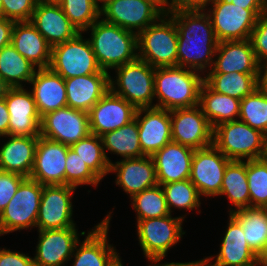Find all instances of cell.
<instances>
[{
	"instance_id": "obj_36",
	"label": "cell",
	"mask_w": 267,
	"mask_h": 266,
	"mask_svg": "<svg viewBox=\"0 0 267 266\" xmlns=\"http://www.w3.org/2000/svg\"><path fill=\"white\" fill-rule=\"evenodd\" d=\"M38 69L9 44L0 50V77L11 87L30 83ZM23 82V84H22Z\"/></svg>"
},
{
	"instance_id": "obj_40",
	"label": "cell",
	"mask_w": 267,
	"mask_h": 266,
	"mask_svg": "<svg viewBox=\"0 0 267 266\" xmlns=\"http://www.w3.org/2000/svg\"><path fill=\"white\" fill-rule=\"evenodd\" d=\"M238 119L267 135V96L259 88L241 100Z\"/></svg>"
},
{
	"instance_id": "obj_5",
	"label": "cell",
	"mask_w": 267,
	"mask_h": 266,
	"mask_svg": "<svg viewBox=\"0 0 267 266\" xmlns=\"http://www.w3.org/2000/svg\"><path fill=\"white\" fill-rule=\"evenodd\" d=\"M138 58L154 68L177 66L178 32L174 20L164 13L137 35Z\"/></svg>"
},
{
	"instance_id": "obj_11",
	"label": "cell",
	"mask_w": 267,
	"mask_h": 266,
	"mask_svg": "<svg viewBox=\"0 0 267 266\" xmlns=\"http://www.w3.org/2000/svg\"><path fill=\"white\" fill-rule=\"evenodd\" d=\"M78 33L73 39L52 46L49 68L64 79L99 73L89 39Z\"/></svg>"
},
{
	"instance_id": "obj_57",
	"label": "cell",
	"mask_w": 267,
	"mask_h": 266,
	"mask_svg": "<svg viewBox=\"0 0 267 266\" xmlns=\"http://www.w3.org/2000/svg\"><path fill=\"white\" fill-rule=\"evenodd\" d=\"M94 1L97 4V6L101 9L104 5H106L108 2L112 0H94ZM99 2L101 3V6Z\"/></svg>"
},
{
	"instance_id": "obj_27",
	"label": "cell",
	"mask_w": 267,
	"mask_h": 266,
	"mask_svg": "<svg viewBox=\"0 0 267 266\" xmlns=\"http://www.w3.org/2000/svg\"><path fill=\"white\" fill-rule=\"evenodd\" d=\"M30 22L51 46L71 40L79 33L60 4L38 1Z\"/></svg>"
},
{
	"instance_id": "obj_37",
	"label": "cell",
	"mask_w": 267,
	"mask_h": 266,
	"mask_svg": "<svg viewBox=\"0 0 267 266\" xmlns=\"http://www.w3.org/2000/svg\"><path fill=\"white\" fill-rule=\"evenodd\" d=\"M70 148L100 180L110 173V163L105 155L101 137L90 133L87 137L72 144Z\"/></svg>"
},
{
	"instance_id": "obj_18",
	"label": "cell",
	"mask_w": 267,
	"mask_h": 266,
	"mask_svg": "<svg viewBox=\"0 0 267 266\" xmlns=\"http://www.w3.org/2000/svg\"><path fill=\"white\" fill-rule=\"evenodd\" d=\"M137 108L109 90L88 112L90 132L99 137L135 119Z\"/></svg>"
},
{
	"instance_id": "obj_39",
	"label": "cell",
	"mask_w": 267,
	"mask_h": 266,
	"mask_svg": "<svg viewBox=\"0 0 267 266\" xmlns=\"http://www.w3.org/2000/svg\"><path fill=\"white\" fill-rule=\"evenodd\" d=\"M170 213L174 209L198 210L201 207V196L195 185L189 180H182L161 185Z\"/></svg>"
},
{
	"instance_id": "obj_50",
	"label": "cell",
	"mask_w": 267,
	"mask_h": 266,
	"mask_svg": "<svg viewBox=\"0 0 267 266\" xmlns=\"http://www.w3.org/2000/svg\"><path fill=\"white\" fill-rule=\"evenodd\" d=\"M9 112L5 103V98L0 100V138L8 136Z\"/></svg>"
},
{
	"instance_id": "obj_58",
	"label": "cell",
	"mask_w": 267,
	"mask_h": 266,
	"mask_svg": "<svg viewBox=\"0 0 267 266\" xmlns=\"http://www.w3.org/2000/svg\"><path fill=\"white\" fill-rule=\"evenodd\" d=\"M262 158L267 162V135L265 136L264 153Z\"/></svg>"
},
{
	"instance_id": "obj_6",
	"label": "cell",
	"mask_w": 267,
	"mask_h": 266,
	"mask_svg": "<svg viewBox=\"0 0 267 266\" xmlns=\"http://www.w3.org/2000/svg\"><path fill=\"white\" fill-rule=\"evenodd\" d=\"M116 80L110 75V90L138 108L155 107V68L140 58L115 69ZM153 103V104H152Z\"/></svg>"
},
{
	"instance_id": "obj_8",
	"label": "cell",
	"mask_w": 267,
	"mask_h": 266,
	"mask_svg": "<svg viewBox=\"0 0 267 266\" xmlns=\"http://www.w3.org/2000/svg\"><path fill=\"white\" fill-rule=\"evenodd\" d=\"M169 2L170 0H112L100 9V16H103L104 21L138 35L166 13Z\"/></svg>"
},
{
	"instance_id": "obj_56",
	"label": "cell",
	"mask_w": 267,
	"mask_h": 266,
	"mask_svg": "<svg viewBox=\"0 0 267 266\" xmlns=\"http://www.w3.org/2000/svg\"><path fill=\"white\" fill-rule=\"evenodd\" d=\"M192 266H211L204 258L197 260Z\"/></svg>"
},
{
	"instance_id": "obj_54",
	"label": "cell",
	"mask_w": 267,
	"mask_h": 266,
	"mask_svg": "<svg viewBox=\"0 0 267 266\" xmlns=\"http://www.w3.org/2000/svg\"><path fill=\"white\" fill-rule=\"evenodd\" d=\"M257 266H267V242L262 252L257 256Z\"/></svg>"
},
{
	"instance_id": "obj_34",
	"label": "cell",
	"mask_w": 267,
	"mask_h": 266,
	"mask_svg": "<svg viewBox=\"0 0 267 266\" xmlns=\"http://www.w3.org/2000/svg\"><path fill=\"white\" fill-rule=\"evenodd\" d=\"M230 215L241 225L250 249L258 256L267 242V208L249 207Z\"/></svg>"
},
{
	"instance_id": "obj_32",
	"label": "cell",
	"mask_w": 267,
	"mask_h": 266,
	"mask_svg": "<svg viewBox=\"0 0 267 266\" xmlns=\"http://www.w3.org/2000/svg\"><path fill=\"white\" fill-rule=\"evenodd\" d=\"M225 195L234 208H229V214L250 207V194L247 182V160H231L226 166L223 176L221 192L218 196Z\"/></svg>"
},
{
	"instance_id": "obj_29",
	"label": "cell",
	"mask_w": 267,
	"mask_h": 266,
	"mask_svg": "<svg viewBox=\"0 0 267 266\" xmlns=\"http://www.w3.org/2000/svg\"><path fill=\"white\" fill-rule=\"evenodd\" d=\"M11 44L38 69L49 68L52 46L30 21L14 23Z\"/></svg>"
},
{
	"instance_id": "obj_31",
	"label": "cell",
	"mask_w": 267,
	"mask_h": 266,
	"mask_svg": "<svg viewBox=\"0 0 267 266\" xmlns=\"http://www.w3.org/2000/svg\"><path fill=\"white\" fill-rule=\"evenodd\" d=\"M240 102L231 96L220 94L212 90L205 82L199 92V104L202 113L208 119L212 128L221 123L238 120Z\"/></svg>"
},
{
	"instance_id": "obj_33",
	"label": "cell",
	"mask_w": 267,
	"mask_h": 266,
	"mask_svg": "<svg viewBox=\"0 0 267 266\" xmlns=\"http://www.w3.org/2000/svg\"><path fill=\"white\" fill-rule=\"evenodd\" d=\"M101 138L105 155L110 164L112 161L107 156L106 151H110L111 154L120 155L122 159L144 156L140 147L138 123L136 119L119 129L105 133Z\"/></svg>"
},
{
	"instance_id": "obj_28",
	"label": "cell",
	"mask_w": 267,
	"mask_h": 266,
	"mask_svg": "<svg viewBox=\"0 0 267 266\" xmlns=\"http://www.w3.org/2000/svg\"><path fill=\"white\" fill-rule=\"evenodd\" d=\"M29 84L40 117L67 106L65 80L50 68L37 69Z\"/></svg>"
},
{
	"instance_id": "obj_25",
	"label": "cell",
	"mask_w": 267,
	"mask_h": 266,
	"mask_svg": "<svg viewBox=\"0 0 267 266\" xmlns=\"http://www.w3.org/2000/svg\"><path fill=\"white\" fill-rule=\"evenodd\" d=\"M110 72L67 78L65 80L67 106L89 112V110L110 90Z\"/></svg>"
},
{
	"instance_id": "obj_3",
	"label": "cell",
	"mask_w": 267,
	"mask_h": 266,
	"mask_svg": "<svg viewBox=\"0 0 267 266\" xmlns=\"http://www.w3.org/2000/svg\"><path fill=\"white\" fill-rule=\"evenodd\" d=\"M89 30L91 36L88 39L102 70L109 72L138 57L136 33L100 18L85 32Z\"/></svg>"
},
{
	"instance_id": "obj_49",
	"label": "cell",
	"mask_w": 267,
	"mask_h": 266,
	"mask_svg": "<svg viewBox=\"0 0 267 266\" xmlns=\"http://www.w3.org/2000/svg\"><path fill=\"white\" fill-rule=\"evenodd\" d=\"M14 21L7 18H0V50L11 44V35Z\"/></svg>"
},
{
	"instance_id": "obj_16",
	"label": "cell",
	"mask_w": 267,
	"mask_h": 266,
	"mask_svg": "<svg viewBox=\"0 0 267 266\" xmlns=\"http://www.w3.org/2000/svg\"><path fill=\"white\" fill-rule=\"evenodd\" d=\"M172 142L194 150L213 145V128L199 106L170 111Z\"/></svg>"
},
{
	"instance_id": "obj_4",
	"label": "cell",
	"mask_w": 267,
	"mask_h": 266,
	"mask_svg": "<svg viewBox=\"0 0 267 266\" xmlns=\"http://www.w3.org/2000/svg\"><path fill=\"white\" fill-rule=\"evenodd\" d=\"M208 13L218 42L248 40L258 17L267 6H239L229 0H214Z\"/></svg>"
},
{
	"instance_id": "obj_12",
	"label": "cell",
	"mask_w": 267,
	"mask_h": 266,
	"mask_svg": "<svg viewBox=\"0 0 267 266\" xmlns=\"http://www.w3.org/2000/svg\"><path fill=\"white\" fill-rule=\"evenodd\" d=\"M112 212L106 215L100 223L88 230L84 240L76 244L72 266H123L120 253L109 244L108 230Z\"/></svg>"
},
{
	"instance_id": "obj_17",
	"label": "cell",
	"mask_w": 267,
	"mask_h": 266,
	"mask_svg": "<svg viewBox=\"0 0 267 266\" xmlns=\"http://www.w3.org/2000/svg\"><path fill=\"white\" fill-rule=\"evenodd\" d=\"M38 243L33 261L35 266H65L72 259L79 236L77 228L38 230Z\"/></svg>"
},
{
	"instance_id": "obj_52",
	"label": "cell",
	"mask_w": 267,
	"mask_h": 266,
	"mask_svg": "<svg viewBox=\"0 0 267 266\" xmlns=\"http://www.w3.org/2000/svg\"><path fill=\"white\" fill-rule=\"evenodd\" d=\"M163 259H148V261H150V265L148 266H192L196 261H189V262H171V263H168V262H164L162 263ZM161 262V264H160Z\"/></svg>"
},
{
	"instance_id": "obj_38",
	"label": "cell",
	"mask_w": 267,
	"mask_h": 266,
	"mask_svg": "<svg viewBox=\"0 0 267 266\" xmlns=\"http://www.w3.org/2000/svg\"><path fill=\"white\" fill-rule=\"evenodd\" d=\"M136 212V220H144L170 215L165 194L161 185H156L133 195L130 198Z\"/></svg>"
},
{
	"instance_id": "obj_20",
	"label": "cell",
	"mask_w": 267,
	"mask_h": 266,
	"mask_svg": "<svg viewBox=\"0 0 267 266\" xmlns=\"http://www.w3.org/2000/svg\"><path fill=\"white\" fill-rule=\"evenodd\" d=\"M10 88L5 96L9 112L8 135L40 136L41 117L30 90Z\"/></svg>"
},
{
	"instance_id": "obj_21",
	"label": "cell",
	"mask_w": 267,
	"mask_h": 266,
	"mask_svg": "<svg viewBox=\"0 0 267 266\" xmlns=\"http://www.w3.org/2000/svg\"><path fill=\"white\" fill-rule=\"evenodd\" d=\"M135 119L144 156L152 157L172 141L170 111L157 107L138 108Z\"/></svg>"
},
{
	"instance_id": "obj_48",
	"label": "cell",
	"mask_w": 267,
	"mask_h": 266,
	"mask_svg": "<svg viewBox=\"0 0 267 266\" xmlns=\"http://www.w3.org/2000/svg\"><path fill=\"white\" fill-rule=\"evenodd\" d=\"M214 0H170L167 8L205 9Z\"/></svg>"
},
{
	"instance_id": "obj_19",
	"label": "cell",
	"mask_w": 267,
	"mask_h": 266,
	"mask_svg": "<svg viewBox=\"0 0 267 266\" xmlns=\"http://www.w3.org/2000/svg\"><path fill=\"white\" fill-rule=\"evenodd\" d=\"M69 146L39 136L30 174L43 186L65 185V164Z\"/></svg>"
},
{
	"instance_id": "obj_51",
	"label": "cell",
	"mask_w": 267,
	"mask_h": 266,
	"mask_svg": "<svg viewBox=\"0 0 267 266\" xmlns=\"http://www.w3.org/2000/svg\"><path fill=\"white\" fill-rule=\"evenodd\" d=\"M258 88L267 96V63L260 66Z\"/></svg>"
},
{
	"instance_id": "obj_26",
	"label": "cell",
	"mask_w": 267,
	"mask_h": 266,
	"mask_svg": "<svg viewBox=\"0 0 267 266\" xmlns=\"http://www.w3.org/2000/svg\"><path fill=\"white\" fill-rule=\"evenodd\" d=\"M194 149L170 142L153 156L159 185L190 178Z\"/></svg>"
},
{
	"instance_id": "obj_30",
	"label": "cell",
	"mask_w": 267,
	"mask_h": 266,
	"mask_svg": "<svg viewBox=\"0 0 267 266\" xmlns=\"http://www.w3.org/2000/svg\"><path fill=\"white\" fill-rule=\"evenodd\" d=\"M9 137L0 148V170L30 177L39 136Z\"/></svg>"
},
{
	"instance_id": "obj_22",
	"label": "cell",
	"mask_w": 267,
	"mask_h": 266,
	"mask_svg": "<svg viewBox=\"0 0 267 266\" xmlns=\"http://www.w3.org/2000/svg\"><path fill=\"white\" fill-rule=\"evenodd\" d=\"M110 172L116 174L115 183L133 195L158 185L156 169L151 156L125 158L110 164Z\"/></svg>"
},
{
	"instance_id": "obj_23",
	"label": "cell",
	"mask_w": 267,
	"mask_h": 266,
	"mask_svg": "<svg viewBox=\"0 0 267 266\" xmlns=\"http://www.w3.org/2000/svg\"><path fill=\"white\" fill-rule=\"evenodd\" d=\"M261 64L257 61L252 42L234 40L219 42L212 68L207 73L259 74Z\"/></svg>"
},
{
	"instance_id": "obj_9",
	"label": "cell",
	"mask_w": 267,
	"mask_h": 266,
	"mask_svg": "<svg viewBox=\"0 0 267 266\" xmlns=\"http://www.w3.org/2000/svg\"><path fill=\"white\" fill-rule=\"evenodd\" d=\"M186 215L144 219L137 221L139 245L146 259H163L185 234L182 223Z\"/></svg>"
},
{
	"instance_id": "obj_7",
	"label": "cell",
	"mask_w": 267,
	"mask_h": 266,
	"mask_svg": "<svg viewBox=\"0 0 267 266\" xmlns=\"http://www.w3.org/2000/svg\"><path fill=\"white\" fill-rule=\"evenodd\" d=\"M265 136L238 119L213 128V145L230 160L259 159L264 153Z\"/></svg>"
},
{
	"instance_id": "obj_1",
	"label": "cell",
	"mask_w": 267,
	"mask_h": 266,
	"mask_svg": "<svg viewBox=\"0 0 267 266\" xmlns=\"http://www.w3.org/2000/svg\"><path fill=\"white\" fill-rule=\"evenodd\" d=\"M166 13L178 32L177 66L205 76L204 71L213 66L219 43L208 13L205 9L179 8H167Z\"/></svg>"
},
{
	"instance_id": "obj_35",
	"label": "cell",
	"mask_w": 267,
	"mask_h": 266,
	"mask_svg": "<svg viewBox=\"0 0 267 266\" xmlns=\"http://www.w3.org/2000/svg\"><path fill=\"white\" fill-rule=\"evenodd\" d=\"M204 82L215 92L242 100L258 88L259 74L207 73Z\"/></svg>"
},
{
	"instance_id": "obj_53",
	"label": "cell",
	"mask_w": 267,
	"mask_h": 266,
	"mask_svg": "<svg viewBox=\"0 0 267 266\" xmlns=\"http://www.w3.org/2000/svg\"><path fill=\"white\" fill-rule=\"evenodd\" d=\"M239 6H267V0H229Z\"/></svg>"
},
{
	"instance_id": "obj_45",
	"label": "cell",
	"mask_w": 267,
	"mask_h": 266,
	"mask_svg": "<svg viewBox=\"0 0 267 266\" xmlns=\"http://www.w3.org/2000/svg\"><path fill=\"white\" fill-rule=\"evenodd\" d=\"M257 61L267 63V12L262 13L250 37Z\"/></svg>"
},
{
	"instance_id": "obj_46",
	"label": "cell",
	"mask_w": 267,
	"mask_h": 266,
	"mask_svg": "<svg viewBox=\"0 0 267 266\" xmlns=\"http://www.w3.org/2000/svg\"><path fill=\"white\" fill-rule=\"evenodd\" d=\"M26 177L0 170V214L14 197L20 183Z\"/></svg>"
},
{
	"instance_id": "obj_2",
	"label": "cell",
	"mask_w": 267,
	"mask_h": 266,
	"mask_svg": "<svg viewBox=\"0 0 267 266\" xmlns=\"http://www.w3.org/2000/svg\"><path fill=\"white\" fill-rule=\"evenodd\" d=\"M201 75L178 66L155 68V107L171 111L198 106L199 92L204 82V76Z\"/></svg>"
},
{
	"instance_id": "obj_60",
	"label": "cell",
	"mask_w": 267,
	"mask_h": 266,
	"mask_svg": "<svg viewBox=\"0 0 267 266\" xmlns=\"http://www.w3.org/2000/svg\"><path fill=\"white\" fill-rule=\"evenodd\" d=\"M3 17V5L2 0H0V18Z\"/></svg>"
},
{
	"instance_id": "obj_44",
	"label": "cell",
	"mask_w": 267,
	"mask_h": 266,
	"mask_svg": "<svg viewBox=\"0 0 267 266\" xmlns=\"http://www.w3.org/2000/svg\"><path fill=\"white\" fill-rule=\"evenodd\" d=\"M38 0H2L3 17L14 22L30 21Z\"/></svg>"
},
{
	"instance_id": "obj_15",
	"label": "cell",
	"mask_w": 267,
	"mask_h": 266,
	"mask_svg": "<svg viewBox=\"0 0 267 266\" xmlns=\"http://www.w3.org/2000/svg\"><path fill=\"white\" fill-rule=\"evenodd\" d=\"M228 159L214 145L194 150L189 180L200 196L215 197L221 192V185Z\"/></svg>"
},
{
	"instance_id": "obj_41",
	"label": "cell",
	"mask_w": 267,
	"mask_h": 266,
	"mask_svg": "<svg viewBox=\"0 0 267 266\" xmlns=\"http://www.w3.org/2000/svg\"><path fill=\"white\" fill-rule=\"evenodd\" d=\"M60 6L71 24L83 33L91 27L100 16V8L94 0H62Z\"/></svg>"
},
{
	"instance_id": "obj_55",
	"label": "cell",
	"mask_w": 267,
	"mask_h": 266,
	"mask_svg": "<svg viewBox=\"0 0 267 266\" xmlns=\"http://www.w3.org/2000/svg\"><path fill=\"white\" fill-rule=\"evenodd\" d=\"M11 87L0 77V100L5 98Z\"/></svg>"
},
{
	"instance_id": "obj_14",
	"label": "cell",
	"mask_w": 267,
	"mask_h": 266,
	"mask_svg": "<svg viewBox=\"0 0 267 266\" xmlns=\"http://www.w3.org/2000/svg\"><path fill=\"white\" fill-rule=\"evenodd\" d=\"M90 133L88 113L69 106L41 117L40 136L69 147Z\"/></svg>"
},
{
	"instance_id": "obj_47",
	"label": "cell",
	"mask_w": 267,
	"mask_h": 266,
	"mask_svg": "<svg viewBox=\"0 0 267 266\" xmlns=\"http://www.w3.org/2000/svg\"><path fill=\"white\" fill-rule=\"evenodd\" d=\"M0 266H35L33 257L22 252H13L10 249L0 248Z\"/></svg>"
},
{
	"instance_id": "obj_43",
	"label": "cell",
	"mask_w": 267,
	"mask_h": 266,
	"mask_svg": "<svg viewBox=\"0 0 267 266\" xmlns=\"http://www.w3.org/2000/svg\"><path fill=\"white\" fill-rule=\"evenodd\" d=\"M102 182L87 166V164L70 147L67 151L65 164V185L77 188L78 186H98Z\"/></svg>"
},
{
	"instance_id": "obj_10",
	"label": "cell",
	"mask_w": 267,
	"mask_h": 266,
	"mask_svg": "<svg viewBox=\"0 0 267 266\" xmlns=\"http://www.w3.org/2000/svg\"><path fill=\"white\" fill-rule=\"evenodd\" d=\"M43 185L25 178L0 214L1 236L36 227Z\"/></svg>"
},
{
	"instance_id": "obj_59",
	"label": "cell",
	"mask_w": 267,
	"mask_h": 266,
	"mask_svg": "<svg viewBox=\"0 0 267 266\" xmlns=\"http://www.w3.org/2000/svg\"><path fill=\"white\" fill-rule=\"evenodd\" d=\"M43 3H53V4H59L62 0H38Z\"/></svg>"
},
{
	"instance_id": "obj_13",
	"label": "cell",
	"mask_w": 267,
	"mask_h": 266,
	"mask_svg": "<svg viewBox=\"0 0 267 266\" xmlns=\"http://www.w3.org/2000/svg\"><path fill=\"white\" fill-rule=\"evenodd\" d=\"M75 189L77 188L68 185L43 186L36 221L38 230L76 228L72 217Z\"/></svg>"
},
{
	"instance_id": "obj_24",
	"label": "cell",
	"mask_w": 267,
	"mask_h": 266,
	"mask_svg": "<svg viewBox=\"0 0 267 266\" xmlns=\"http://www.w3.org/2000/svg\"><path fill=\"white\" fill-rule=\"evenodd\" d=\"M227 222L219 253L204 259L211 266H257V256L250 249L241 225L230 214Z\"/></svg>"
},
{
	"instance_id": "obj_42",
	"label": "cell",
	"mask_w": 267,
	"mask_h": 266,
	"mask_svg": "<svg viewBox=\"0 0 267 266\" xmlns=\"http://www.w3.org/2000/svg\"><path fill=\"white\" fill-rule=\"evenodd\" d=\"M250 207L267 208V162L263 158L247 160Z\"/></svg>"
}]
</instances>
